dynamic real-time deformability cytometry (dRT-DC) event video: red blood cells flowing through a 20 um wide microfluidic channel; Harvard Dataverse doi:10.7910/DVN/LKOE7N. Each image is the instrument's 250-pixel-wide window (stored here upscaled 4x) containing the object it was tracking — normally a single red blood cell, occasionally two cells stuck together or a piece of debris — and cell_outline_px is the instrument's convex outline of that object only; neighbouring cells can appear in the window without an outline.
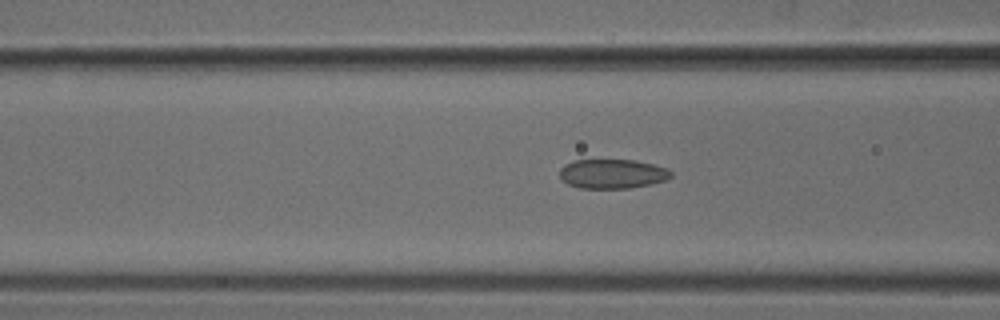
{"species": "common noctule bat (a hibernating species)", "species_latin": "Nyctalus noctula", "temperature_condition": "cold", "stored_images_in_passage": 53, "camera_frame_rate_fps": 3000, "um_per_image_px": 0.085, "animal": {"sex": "male", "body_mass_g": 18.8}, "frame": {"image": 1, "passage_image": 21, "time_ms": 6.667, "image_size_px": [1000, 320], "cell_outline_px": [[672, 176], [664, 180], [648, 184], [628, 188], [580, 188], [568, 184], [560, 176], [560, 168], [564, 164], [572, 160], [636, 160], [668, 168], [672, 172]], "centroid_in_image_um": [52.03, 14.76], "position_along_channel_um": 114.6, "area_um2": 18.96}}
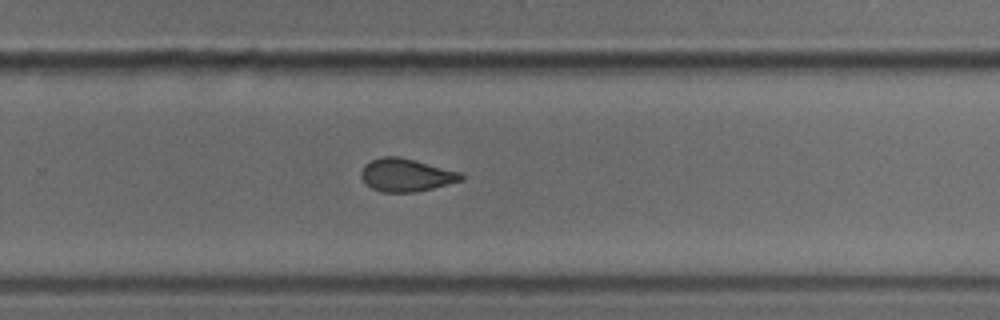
{"frame": {"image": 2, "passage_image": 35, "time_ms": 11.333, "image_size_px": [1000, 320], "cell_outline_px": [[464, 180], [416, 192], [380, 192], [364, 184], [360, 176], [360, 172], [364, 164], [372, 160], [384, 156], [396, 156], [460, 172], [464, 176]], "centroid_in_image_um": [34.47, 14.89], "position_along_channel_um": 295.3, "area_um2": 19.07}}
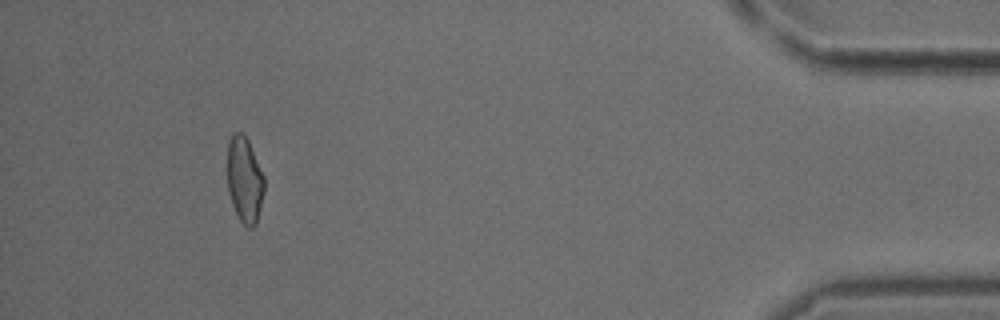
{"frame": {"image": 3, "passage_image": 49, "time_ms": 16.0, "image_size_px": [1000, 320], "cell_outline_px": [[264, 192], [256, 224], [252, 228], [248, 228], [240, 220], [232, 204], [228, 192], [228, 140], [236, 132], [244, 132], [248, 140], [264, 176]], "centroid_in_image_um": [20.79, 15.28], "position_along_channel_um": 414.4, "area_um2": 18.38}}